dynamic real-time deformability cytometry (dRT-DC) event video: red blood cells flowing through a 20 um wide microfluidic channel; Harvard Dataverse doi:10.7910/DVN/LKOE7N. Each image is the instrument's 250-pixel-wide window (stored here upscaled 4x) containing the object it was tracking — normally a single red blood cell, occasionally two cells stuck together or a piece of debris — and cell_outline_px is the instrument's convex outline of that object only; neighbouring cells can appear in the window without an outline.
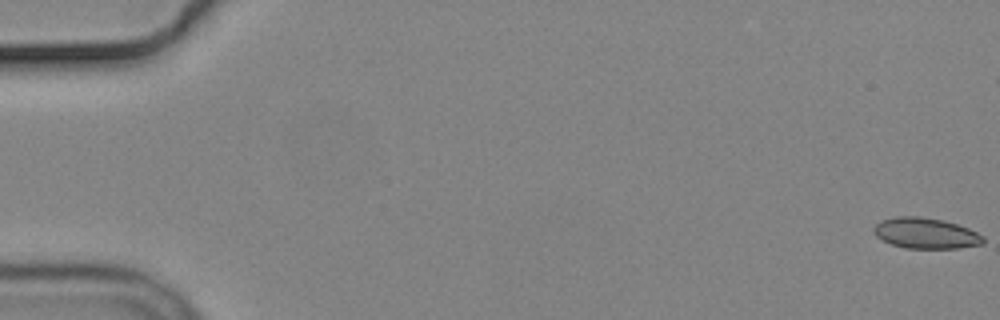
{"species": "common noctule bat (a hibernating species)", "species_latin": "Nyctalus noctula", "temperature_condition": "cold", "stored_images_in_passage": 58, "camera_frame_rate_fps": 3000, "um_per_image_px": 0.085, "animal": {"sex": "male", "body_mass_g": 19.2, "forearm_length_mm": 51.8}, "frame": {"image": 1, "passage_image": 1, "time_ms": 0.0, "image_size_px": [1000, 320], "cell_outline_px": [[984, 244], [960, 248], [904, 248], [892, 244], [876, 236], [872, 232], [872, 228], [880, 220], [896, 216], [920, 216], [944, 220], [968, 228], [984, 236]], "centroid_in_image_um": [78.68, 19.82], "position_along_channel_um": 6.3, "area_um2": 19.77}}
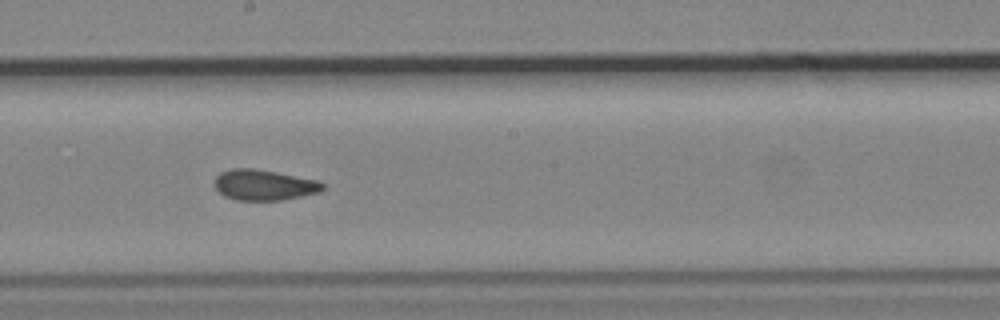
{"frame": {"image": 2, "passage_image": 32, "time_ms": 10.333, "image_size_px": [1000, 320], "cell_outline_px": [[324, 188], [320, 192], [280, 200], [236, 200], [224, 196], [216, 188], [216, 176], [220, 172], [232, 168], [252, 168], [276, 172], [320, 180], [324, 184]], "centroid_in_image_um": [22.46, 15.71], "position_along_channel_um": 225.7, "area_um2": 19.25}}
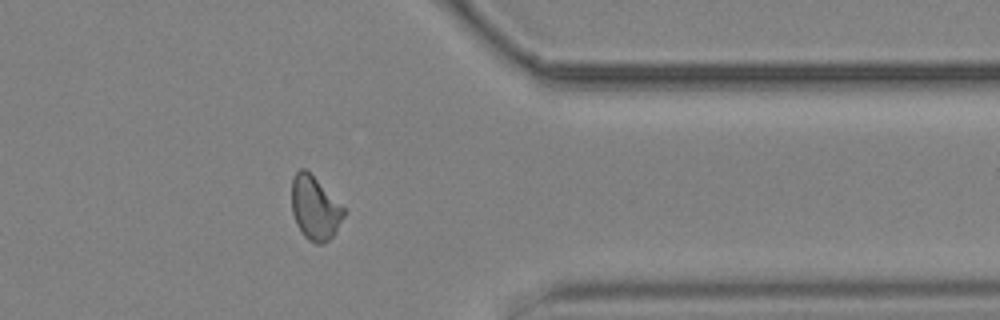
{"frame": {"image": 3, "passage_image": 46, "time_ms": 15.0, "image_size_px": [1000, 320], "cell_outline_px": [[348, 212], [332, 236], [324, 244], [316, 244], [308, 240], [304, 236], [296, 224], [292, 212], [292, 180], [296, 172], [300, 168], [304, 168]], "centroid_in_image_um": [26.76, 17.73], "position_along_channel_um": 384.6, "area_um2": 19.07}, "authors_computed_cell_mechanics": {"area_um2": 19.5942, "velocity_mm_per_s": 3.6747, "shape_relaxation_time_tau1_ms": null, "shape_relaxation_time_tau2_ms": 2.4324, "deformation_change_tau1": null, "deformation_change_tau2": 0.0696}}